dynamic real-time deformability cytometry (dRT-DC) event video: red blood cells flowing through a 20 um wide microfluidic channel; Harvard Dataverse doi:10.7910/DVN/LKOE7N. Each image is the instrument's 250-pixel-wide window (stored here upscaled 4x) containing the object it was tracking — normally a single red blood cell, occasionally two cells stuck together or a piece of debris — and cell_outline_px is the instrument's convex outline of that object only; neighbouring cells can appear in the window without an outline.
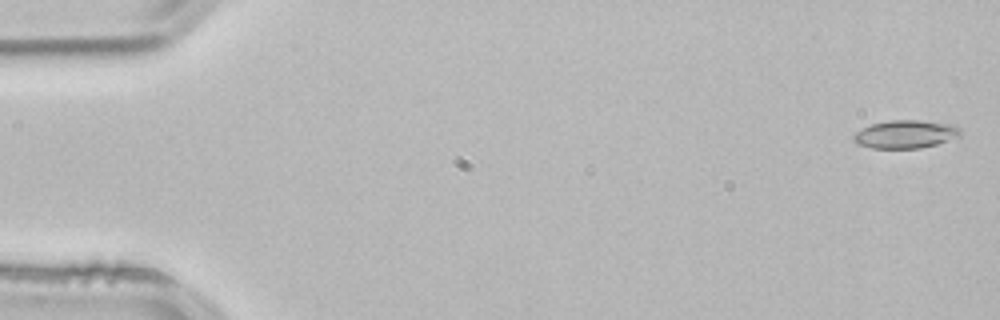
{"species": "common noctule bat (a hibernating species)", "species_latin": "Nyctalus noctula", "temperature_condition": "room temperature", "stored_images_in_passage": 9, "camera_frame_rate_fps": 3000, "um_per_image_px": 0.085, "animal": {"sex": "male", "body_mass_g": 21.5, "forearm_length_mm": 52.0}, "frame": {"image": 1, "passage_image": 2, "time_ms": 0.333, "image_size_px": [1000, 320], "cell_outline_px": [[960, 136], [936, 144], [920, 148], [872, 148], [856, 144], [852, 140], [852, 136], [856, 132], [872, 124], [888, 120], [916, 120], [952, 124], [960, 128]], "centroid_in_image_um": [76.94, 11.41], "position_along_channel_um": 8.1, "area_um2": 17.4}}